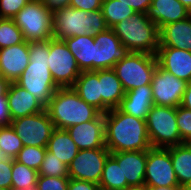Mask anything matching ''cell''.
Segmentation results:
<instances>
[{
  "label": "cell",
  "instance_id": "cell-15",
  "mask_svg": "<svg viewBox=\"0 0 191 190\" xmlns=\"http://www.w3.org/2000/svg\"><path fill=\"white\" fill-rule=\"evenodd\" d=\"M72 140L79 150L105 147V114L96 119L68 127Z\"/></svg>",
  "mask_w": 191,
  "mask_h": 190
},
{
  "label": "cell",
  "instance_id": "cell-40",
  "mask_svg": "<svg viewBox=\"0 0 191 190\" xmlns=\"http://www.w3.org/2000/svg\"><path fill=\"white\" fill-rule=\"evenodd\" d=\"M12 117L8 107L7 97H0V127L10 126Z\"/></svg>",
  "mask_w": 191,
  "mask_h": 190
},
{
  "label": "cell",
  "instance_id": "cell-25",
  "mask_svg": "<svg viewBox=\"0 0 191 190\" xmlns=\"http://www.w3.org/2000/svg\"><path fill=\"white\" fill-rule=\"evenodd\" d=\"M64 42L75 57L81 72L93 71L94 36L85 34L68 37L64 39Z\"/></svg>",
  "mask_w": 191,
  "mask_h": 190
},
{
  "label": "cell",
  "instance_id": "cell-31",
  "mask_svg": "<svg viewBox=\"0 0 191 190\" xmlns=\"http://www.w3.org/2000/svg\"><path fill=\"white\" fill-rule=\"evenodd\" d=\"M20 137L12 126L0 127V154L1 157L15 159L23 148Z\"/></svg>",
  "mask_w": 191,
  "mask_h": 190
},
{
  "label": "cell",
  "instance_id": "cell-16",
  "mask_svg": "<svg viewBox=\"0 0 191 190\" xmlns=\"http://www.w3.org/2000/svg\"><path fill=\"white\" fill-rule=\"evenodd\" d=\"M29 58V43H22L0 49V75L15 82L28 66Z\"/></svg>",
  "mask_w": 191,
  "mask_h": 190
},
{
  "label": "cell",
  "instance_id": "cell-17",
  "mask_svg": "<svg viewBox=\"0 0 191 190\" xmlns=\"http://www.w3.org/2000/svg\"><path fill=\"white\" fill-rule=\"evenodd\" d=\"M158 66L186 82L191 81V52L174 47H158Z\"/></svg>",
  "mask_w": 191,
  "mask_h": 190
},
{
  "label": "cell",
  "instance_id": "cell-38",
  "mask_svg": "<svg viewBox=\"0 0 191 190\" xmlns=\"http://www.w3.org/2000/svg\"><path fill=\"white\" fill-rule=\"evenodd\" d=\"M12 159L0 157V187L11 190L12 187Z\"/></svg>",
  "mask_w": 191,
  "mask_h": 190
},
{
  "label": "cell",
  "instance_id": "cell-32",
  "mask_svg": "<svg viewBox=\"0 0 191 190\" xmlns=\"http://www.w3.org/2000/svg\"><path fill=\"white\" fill-rule=\"evenodd\" d=\"M22 31L13 19L0 18V49L24 42Z\"/></svg>",
  "mask_w": 191,
  "mask_h": 190
},
{
  "label": "cell",
  "instance_id": "cell-23",
  "mask_svg": "<svg viewBox=\"0 0 191 190\" xmlns=\"http://www.w3.org/2000/svg\"><path fill=\"white\" fill-rule=\"evenodd\" d=\"M101 113L116 109L124 98L122 83L113 69L99 70Z\"/></svg>",
  "mask_w": 191,
  "mask_h": 190
},
{
  "label": "cell",
  "instance_id": "cell-48",
  "mask_svg": "<svg viewBox=\"0 0 191 190\" xmlns=\"http://www.w3.org/2000/svg\"><path fill=\"white\" fill-rule=\"evenodd\" d=\"M191 12V0H178Z\"/></svg>",
  "mask_w": 191,
  "mask_h": 190
},
{
  "label": "cell",
  "instance_id": "cell-3",
  "mask_svg": "<svg viewBox=\"0 0 191 190\" xmlns=\"http://www.w3.org/2000/svg\"><path fill=\"white\" fill-rule=\"evenodd\" d=\"M45 110L57 129L94 120L101 114L94 106L83 101L72 87L58 88Z\"/></svg>",
  "mask_w": 191,
  "mask_h": 190
},
{
  "label": "cell",
  "instance_id": "cell-2",
  "mask_svg": "<svg viewBox=\"0 0 191 190\" xmlns=\"http://www.w3.org/2000/svg\"><path fill=\"white\" fill-rule=\"evenodd\" d=\"M49 40L29 42L30 62L21 76L15 81L30 92L45 107L59 88L48 66Z\"/></svg>",
  "mask_w": 191,
  "mask_h": 190
},
{
  "label": "cell",
  "instance_id": "cell-39",
  "mask_svg": "<svg viewBox=\"0 0 191 190\" xmlns=\"http://www.w3.org/2000/svg\"><path fill=\"white\" fill-rule=\"evenodd\" d=\"M103 0H70L69 6L84 11L100 10Z\"/></svg>",
  "mask_w": 191,
  "mask_h": 190
},
{
  "label": "cell",
  "instance_id": "cell-8",
  "mask_svg": "<svg viewBox=\"0 0 191 190\" xmlns=\"http://www.w3.org/2000/svg\"><path fill=\"white\" fill-rule=\"evenodd\" d=\"M158 63L156 55L129 52L112 68L125 92L150 85Z\"/></svg>",
  "mask_w": 191,
  "mask_h": 190
},
{
  "label": "cell",
  "instance_id": "cell-52",
  "mask_svg": "<svg viewBox=\"0 0 191 190\" xmlns=\"http://www.w3.org/2000/svg\"><path fill=\"white\" fill-rule=\"evenodd\" d=\"M97 190H108V189H104V188L98 187Z\"/></svg>",
  "mask_w": 191,
  "mask_h": 190
},
{
  "label": "cell",
  "instance_id": "cell-45",
  "mask_svg": "<svg viewBox=\"0 0 191 190\" xmlns=\"http://www.w3.org/2000/svg\"><path fill=\"white\" fill-rule=\"evenodd\" d=\"M10 81L3 78L1 75H0V97H7V91H8V88H9V85H10Z\"/></svg>",
  "mask_w": 191,
  "mask_h": 190
},
{
  "label": "cell",
  "instance_id": "cell-11",
  "mask_svg": "<svg viewBox=\"0 0 191 190\" xmlns=\"http://www.w3.org/2000/svg\"><path fill=\"white\" fill-rule=\"evenodd\" d=\"M110 156L108 148H95L79 150L68 165L69 178L89 181L99 185L103 168Z\"/></svg>",
  "mask_w": 191,
  "mask_h": 190
},
{
  "label": "cell",
  "instance_id": "cell-42",
  "mask_svg": "<svg viewBox=\"0 0 191 190\" xmlns=\"http://www.w3.org/2000/svg\"><path fill=\"white\" fill-rule=\"evenodd\" d=\"M125 5L133 8L136 13H143L147 12L148 7L151 5L152 0H118Z\"/></svg>",
  "mask_w": 191,
  "mask_h": 190
},
{
  "label": "cell",
  "instance_id": "cell-35",
  "mask_svg": "<svg viewBox=\"0 0 191 190\" xmlns=\"http://www.w3.org/2000/svg\"><path fill=\"white\" fill-rule=\"evenodd\" d=\"M176 120L181 139L185 143L191 138V110L179 105L176 107Z\"/></svg>",
  "mask_w": 191,
  "mask_h": 190
},
{
  "label": "cell",
  "instance_id": "cell-12",
  "mask_svg": "<svg viewBox=\"0 0 191 190\" xmlns=\"http://www.w3.org/2000/svg\"><path fill=\"white\" fill-rule=\"evenodd\" d=\"M144 184L154 187L180 186L167 148L151 147L147 150Z\"/></svg>",
  "mask_w": 191,
  "mask_h": 190
},
{
  "label": "cell",
  "instance_id": "cell-43",
  "mask_svg": "<svg viewBox=\"0 0 191 190\" xmlns=\"http://www.w3.org/2000/svg\"><path fill=\"white\" fill-rule=\"evenodd\" d=\"M43 4L50 10L54 11L61 7H68L70 0H41Z\"/></svg>",
  "mask_w": 191,
  "mask_h": 190
},
{
  "label": "cell",
  "instance_id": "cell-41",
  "mask_svg": "<svg viewBox=\"0 0 191 190\" xmlns=\"http://www.w3.org/2000/svg\"><path fill=\"white\" fill-rule=\"evenodd\" d=\"M98 187L99 185L93 182L69 178L67 190H97Z\"/></svg>",
  "mask_w": 191,
  "mask_h": 190
},
{
  "label": "cell",
  "instance_id": "cell-33",
  "mask_svg": "<svg viewBox=\"0 0 191 190\" xmlns=\"http://www.w3.org/2000/svg\"><path fill=\"white\" fill-rule=\"evenodd\" d=\"M38 174L39 176L69 177L68 165L47 150Z\"/></svg>",
  "mask_w": 191,
  "mask_h": 190
},
{
  "label": "cell",
  "instance_id": "cell-50",
  "mask_svg": "<svg viewBox=\"0 0 191 190\" xmlns=\"http://www.w3.org/2000/svg\"><path fill=\"white\" fill-rule=\"evenodd\" d=\"M19 190H38L36 186H30L26 189H19Z\"/></svg>",
  "mask_w": 191,
  "mask_h": 190
},
{
  "label": "cell",
  "instance_id": "cell-29",
  "mask_svg": "<svg viewBox=\"0 0 191 190\" xmlns=\"http://www.w3.org/2000/svg\"><path fill=\"white\" fill-rule=\"evenodd\" d=\"M101 11L108 28L135 14V10L118 0H103Z\"/></svg>",
  "mask_w": 191,
  "mask_h": 190
},
{
  "label": "cell",
  "instance_id": "cell-4",
  "mask_svg": "<svg viewBox=\"0 0 191 190\" xmlns=\"http://www.w3.org/2000/svg\"><path fill=\"white\" fill-rule=\"evenodd\" d=\"M101 9L84 11L70 6L53 11V38L64 40L81 35H98L107 29Z\"/></svg>",
  "mask_w": 191,
  "mask_h": 190
},
{
  "label": "cell",
  "instance_id": "cell-19",
  "mask_svg": "<svg viewBox=\"0 0 191 190\" xmlns=\"http://www.w3.org/2000/svg\"><path fill=\"white\" fill-rule=\"evenodd\" d=\"M6 96L12 120L45 110V106L39 100L16 82L10 83Z\"/></svg>",
  "mask_w": 191,
  "mask_h": 190
},
{
  "label": "cell",
  "instance_id": "cell-46",
  "mask_svg": "<svg viewBox=\"0 0 191 190\" xmlns=\"http://www.w3.org/2000/svg\"><path fill=\"white\" fill-rule=\"evenodd\" d=\"M148 190H184L182 186H173V187H154V186H147Z\"/></svg>",
  "mask_w": 191,
  "mask_h": 190
},
{
  "label": "cell",
  "instance_id": "cell-26",
  "mask_svg": "<svg viewBox=\"0 0 191 190\" xmlns=\"http://www.w3.org/2000/svg\"><path fill=\"white\" fill-rule=\"evenodd\" d=\"M47 150L66 165H69L79 152L76 143L72 140L67 130L57 128L51 134Z\"/></svg>",
  "mask_w": 191,
  "mask_h": 190
},
{
  "label": "cell",
  "instance_id": "cell-34",
  "mask_svg": "<svg viewBox=\"0 0 191 190\" xmlns=\"http://www.w3.org/2000/svg\"><path fill=\"white\" fill-rule=\"evenodd\" d=\"M47 148L36 146H24L16 156L15 160L29 168L39 170L45 157Z\"/></svg>",
  "mask_w": 191,
  "mask_h": 190
},
{
  "label": "cell",
  "instance_id": "cell-36",
  "mask_svg": "<svg viewBox=\"0 0 191 190\" xmlns=\"http://www.w3.org/2000/svg\"><path fill=\"white\" fill-rule=\"evenodd\" d=\"M69 177L38 176V190H67Z\"/></svg>",
  "mask_w": 191,
  "mask_h": 190
},
{
  "label": "cell",
  "instance_id": "cell-44",
  "mask_svg": "<svg viewBox=\"0 0 191 190\" xmlns=\"http://www.w3.org/2000/svg\"><path fill=\"white\" fill-rule=\"evenodd\" d=\"M181 106L191 110V81L187 82L186 89L181 101Z\"/></svg>",
  "mask_w": 191,
  "mask_h": 190
},
{
  "label": "cell",
  "instance_id": "cell-30",
  "mask_svg": "<svg viewBox=\"0 0 191 190\" xmlns=\"http://www.w3.org/2000/svg\"><path fill=\"white\" fill-rule=\"evenodd\" d=\"M12 187L11 190L26 189L36 186L38 171L12 159Z\"/></svg>",
  "mask_w": 191,
  "mask_h": 190
},
{
  "label": "cell",
  "instance_id": "cell-49",
  "mask_svg": "<svg viewBox=\"0 0 191 190\" xmlns=\"http://www.w3.org/2000/svg\"><path fill=\"white\" fill-rule=\"evenodd\" d=\"M184 190H191V179L183 186Z\"/></svg>",
  "mask_w": 191,
  "mask_h": 190
},
{
  "label": "cell",
  "instance_id": "cell-7",
  "mask_svg": "<svg viewBox=\"0 0 191 190\" xmlns=\"http://www.w3.org/2000/svg\"><path fill=\"white\" fill-rule=\"evenodd\" d=\"M151 147L168 148L183 144L176 120V107L153 105L146 119Z\"/></svg>",
  "mask_w": 191,
  "mask_h": 190
},
{
  "label": "cell",
  "instance_id": "cell-47",
  "mask_svg": "<svg viewBox=\"0 0 191 190\" xmlns=\"http://www.w3.org/2000/svg\"><path fill=\"white\" fill-rule=\"evenodd\" d=\"M123 190H148V187L145 184L138 186H127Z\"/></svg>",
  "mask_w": 191,
  "mask_h": 190
},
{
  "label": "cell",
  "instance_id": "cell-13",
  "mask_svg": "<svg viewBox=\"0 0 191 190\" xmlns=\"http://www.w3.org/2000/svg\"><path fill=\"white\" fill-rule=\"evenodd\" d=\"M150 85L154 105L178 107L181 105L187 82L157 65Z\"/></svg>",
  "mask_w": 191,
  "mask_h": 190
},
{
  "label": "cell",
  "instance_id": "cell-22",
  "mask_svg": "<svg viewBox=\"0 0 191 190\" xmlns=\"http://www.w3.org/2000/svg\"><path fill=\"white\" fill-rule=\"evenodd\" d=\"M159 47H174L191 52V15L164 25L159 30Z\"/></svg>",
  "mask_w": 191,
  "mask_h": 190
},
{
  "label": "cell",
  "instance_id": "cell-1",
  "mask_svg": "<svg viewBox=\"0 0 191 190\" xmlns=\"http://www.w3.org/2000/svg\"><path fill=\"white\" fill-rule=\"evenodd\" d=\"M105 146L111 152L146 151L151 148L146 120L121 112L105 113Z\"/></svg>",
  "mask_w": 191,
  "mask_h": 190
},
{
  "label": "cell",
  "instance_id": "cell-21",
  "mask_svg": "<svg viewBox=\"0 0 191 190\" xmlns=\"http://www.w3.org/2000/svg\"><path fill=\"white\" fill-rule=\"evenodd\" d=\"M153 105L151 85H144L125 92L118 109L128 115L146 120Z\"/></svg>",
  "mask_w": 191,
  "mask_h": 190
},
{
  "label": "cell",
  "instance_id": "cell-51",
  "mask_svg": "<svg viewBox=\"0 0 191 190\" xmlns=\"http://www.w3.org/2000/svg\"><path fill=\"white\" fill-rule=\"evenodd\" d=\"M188 146H189V148L191 149V138L188 140V141H186L185 142Z\"/></svg>",
  "mask_w": 191,
  "mask_h": 190
},
{
  "label": "cell",
  "instance_id": "cell-10",
  "mask_svg": "<svg viewBox=\"0 0 191 190\" xmlns=\"http://www.w3.org/2000/svg\"><path fill=\"white\" fill-rule=\"evenodd\" d=\"M12 128L20 137L23 146L46 147L55 129L46 110L12 120Z\"/></svg>",
  "mask_w": 191,
  "mask_h": 190
},
{
  "label": "cell",
  "instance_id": "cell-20",
  "mask_svg": "<svg viewBox=\"0 0 191 190\" xmlns=\"http://www.w3.org/2000/svg\"><path fill=\"white\" fill-rule=\"evenodd\" d=\"M145 14L160 30L164 25L186 19L191 12L178 0H152Z\"/></svg>",
  "mask_w": 191,
  "mask_h": 190
},
{
  "label": "cell",
  "instance_id": "cell-28",
  "mask_svg": "<svg viewBox=\"0 0 191 190\" xmlns=\"http://www.w3.org/2000/svg\"><path fill=\"white\" fill-rule=\"evenodd\" d=\"M128 186L118 162L110 155L104 165L99 187L108 190H123Z\"/></svg>",
  "mask_w": 191,
  "mask_h": 190
},
{
  "label": "cell",
  "instance_id": "cell-5",
  "mask_svg": "<svg viewBox=\"0 0 191 190\" xmlns=\"http://www.w3.org/2000/svg\"><path fill=\"white\" fill-rule=\"evenodd\" d=\"M129 52L156 55L159 47V28L146 14L135 13L112 27Z\"/></svg>",
  "mask_w": 191,
  "mask_h": 190
},
{
  "label": "cell",
  "instance_id": "cell-37",
  "mask_svg": "<svg viewBox=\"0 0 191 190\" xmlns=\"http://www.w3.org/2000/svg\"><path fill=\"white\" fill-rule=\"evenodd\" d=\"M31 0H0V18L12 19Z\"/></svg>",
  "mask_w": 191,
  "mask_h": 190
},
{
  "label": "cell",
  "instance_id": "cell-18",
  "mask_svg": "<svg viewBox=\"0 0 191 190\" xmlns=\"http://www.w3.org/2000/svg\"><path fill=\"white\" fill-rule=\"evenodd\" d=\"M123 172V180L128 186H138L145 182L146 151L111 152Z\"/></svg>",
  "mask_w": 191,
  "mask_h": 190
},
{
  "label": "cell",
  "instance_id": "cell-27",
  "mask_svg": "<svg viewBox=\"0 0 191 190\" xmlns=\"http://www.w3.org/2000/svg\"><path fill=\"white\" fill-rule=\"evenodd\" d=\"M172 165L180 186L191 179V149L186 143L168 147Z\"/></svg>",
  "mask_w": 191,
  "mask_h": 190
},
{
  "label": "cell",
  "instance_id": "cell-9",
  "mask_svg": "<svg viewBox=\"0 0 191 190\" xmlns=\"http://www.w3.org/2000/svg\"><path fill=\"white\" fill-rule=\"evenodd\" d=\"M48 66L55 84L59 88L72 87L81 70L64 40H49Z\"/></svg>",
  "mask_w": 191,
  "mask_h": 190
},
{
  "label": "cell",
  "instance_id": "cell-14",
  "mask_svg": "<svg viewBox=\"0 0 191 190\" xmlns=\"http://www.w3.org/2000/svg\"><path fill=\"white\" fill-rule=\"evenodd\" d=\"M94 41L93 71L112 69L129 53L112 28L95 35Z\"/></svg>",
  "mask_w": 191,
  "mask_h": 190
},
{
  "label": "cell",
  "instance_id": "cell-24",
  "mask_svg": "<svg viewBox=\"0 0 191 190\" xmlns=\"http://www.w3.org/2000/svg\"><path fill=\"white\" fill-rule=\"evenodd\" d=\"M72 88L83 101L101 112L99 70L81 72Z\"/></svg>",
  "mask_w": 191,
  "mask_h": 190
},
{
  "label": "cell",
  "instance_id": "cell-6",
  "mask_svg": "<svg viewBox=\"0 0 191 190\" xmlns=\"http://www.w3.org/2000/svg\"><path fill=\"white\" fill-rule=\"evenodd\" d=\"M12 19L28 43L53 38V11L41 0H31Z\"/></svg>",
  "mask_w": 191,
  "mask_h": 190
}]
</instances>
